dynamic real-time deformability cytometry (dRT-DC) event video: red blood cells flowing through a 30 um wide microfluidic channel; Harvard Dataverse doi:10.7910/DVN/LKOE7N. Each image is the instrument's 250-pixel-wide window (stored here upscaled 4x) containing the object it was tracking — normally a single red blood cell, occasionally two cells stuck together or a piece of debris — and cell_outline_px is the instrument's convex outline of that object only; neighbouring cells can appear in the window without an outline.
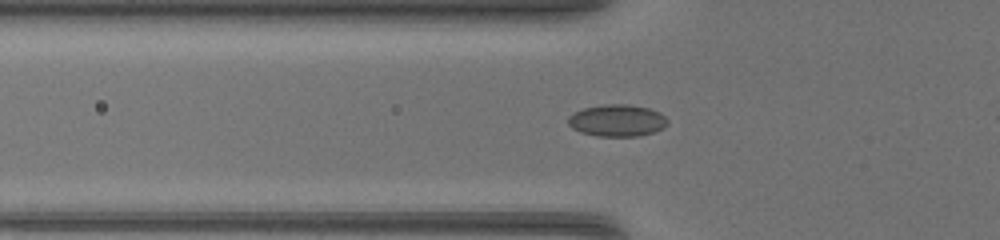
{"species": "common noctule bat (a hibernating species)", "species_latin": "Nyctalus noctula", "temperature_condition": "warm", "stored_images_in_passage": 40, "camera_frame_rate_fps": 3000, "um_per_image_px": 0.085, "animal": {"sex": "female", "body_mass_g": 17.0, "forearm_length_mm": 48.0}, "frame": {"image": 1, "passage_image": 15, "time_ms": 4.667, "image_size_px": [1000, 240], "cell_outline_px": [[668, 124], [664, 128], [652, 132], [636, 136], [596, 136], [580, 132], [572, 128], [568, 124], [568, 116], [584, 108], [608, 104], [628, 104], [648, 108], [660, 112], [668, 120]], "centroid_in_image_um": [52.46, 10.24], "position_along_channel_um": 73.3, "area_um2": 18.44}}
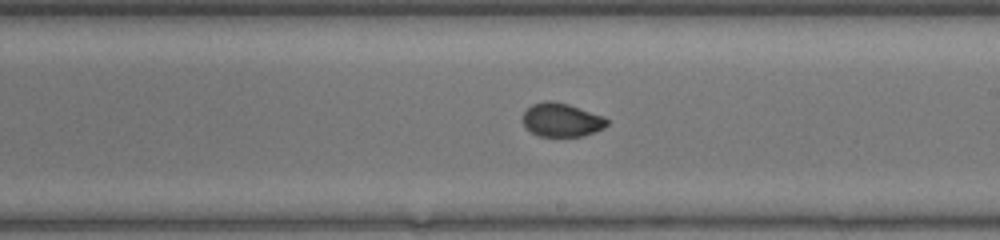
{"frame": {"image": 2, "passage_image": 26, "time_ms": 8.333, "image_size_px": [1000, 240], "cell_outline_px": [[608, 124], [604, 128], [584, 136], [540, 136], [532, 132], [524, 124], [524, 112], [532, 104], [544, 100], [552, 100], [568, 104], [604, 116], [608, 120]], "centroid_in_image_um": [47.77, 10.18], "position_along_channel_um": 241.2, "area_um2": 16.42}}
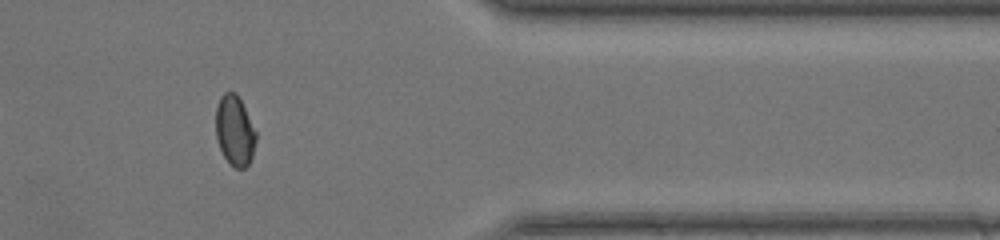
{"frame": {"image": 3, "passage_image": 37, "time_ms": 12.0, "image_size_px": [1000, 240], "cell_outline_px": [[256, 140], [252, 156], [248, 164], [244, 168], [236, 168], [224, 156], [220, 148], [216, 136], [216, 108], [220, 96], [224, 92], [236, 92], [256, 132]], "centroid_in_image_um": [19.94, 11.09], "position_along_channel_um": 391.5, "area_um2": 16.13}}